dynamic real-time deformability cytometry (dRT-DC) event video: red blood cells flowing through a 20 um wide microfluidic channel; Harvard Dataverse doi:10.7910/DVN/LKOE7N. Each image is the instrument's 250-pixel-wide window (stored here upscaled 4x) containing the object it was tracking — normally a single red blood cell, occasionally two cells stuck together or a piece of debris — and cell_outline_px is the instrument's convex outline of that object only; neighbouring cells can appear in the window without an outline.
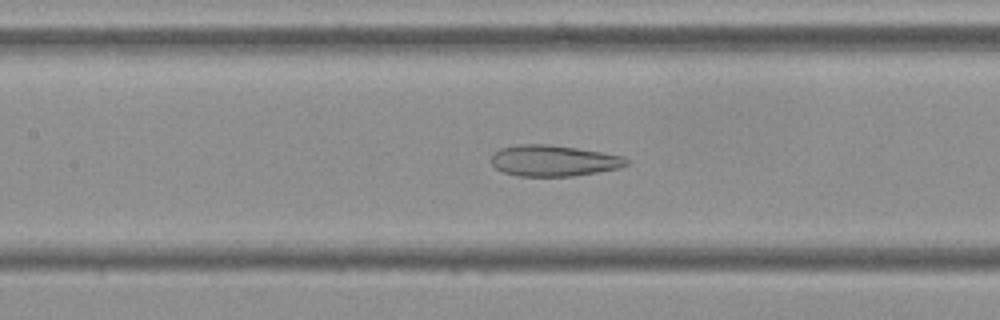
{"species": "Egyptian fruit bat (a non-hibernating species)", "species_latin": "Rousettus aegyptiacus", "temperature_condition": "cold", "stored_images_in_passage": 40, "camera_frame_rate_fps": 3000, "um_per_image_px": 0.085, "frame": {"image": 1, "passage_image": 10, "time_ms": 3.0, "image_size_px": [1000, 320], "cell_outline_px": [[628, 164], [620, 168], [572, 176], [520, 176], [504, 172], [496, 168], [492, 164], [492, 156], [500, 148], [516, 144], [552, 144], [624, 156], [628, 160]], "centroid_in_image_um": [47.06, 13.65], "position_along_channel_um": 160.3, "area_um2": 24.39}}
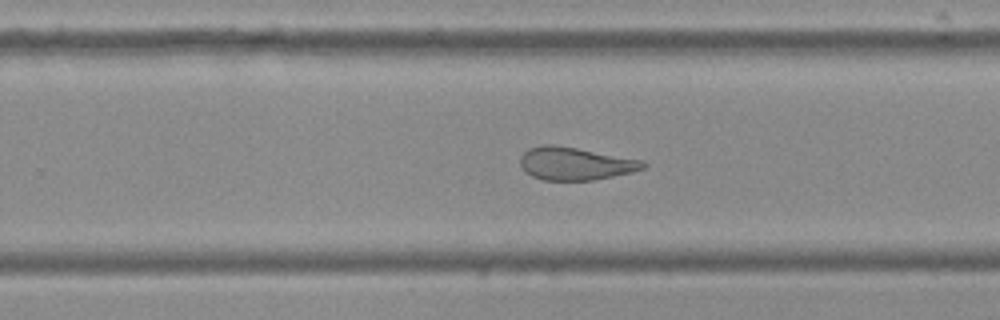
{"frame": {"image": 2, "passage_image": 20, "time_ms": 6.333, "image_size_px": [1000, 320], "cell_outline_px": [[648, 164], [644, 168], [632, 172], [592, 180], [544, 180], [532, 176], [520, 164], [520, 156], [528, 148], [544, 144], [552, 144], [576, 148], [644, 160]], "centroid_in_image_um": [48.91, 13.9], "position_along_channel_um": 280.9, "area_um2": 23.35}}
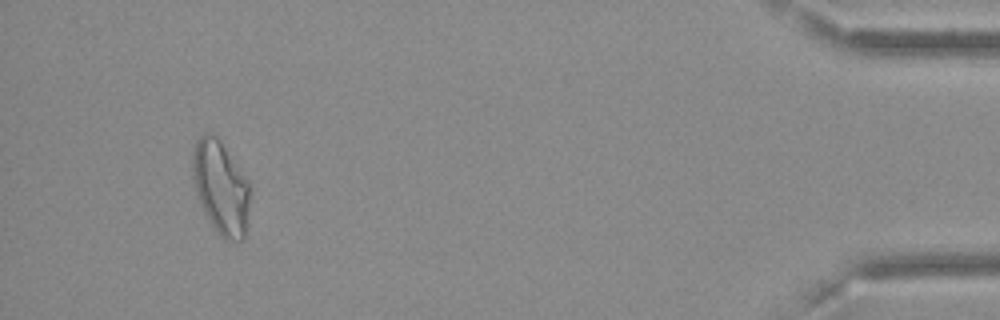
{"frame": {"image": 3, "passage_image": 37, "time_ms": 12.0, "image_size_px": [1000, 320], "cell_outline_px": [[248, 204], [244, 240], [228, 240], [220, 236], [216, 232], [208, 220], [204, 212], [196, 192], [192, 172], [192, 152], [196, 140], [204, 132], [212, 132], [216, 136], [248, 180]], "centroid_in_image_um": [18.72, 15.92], "position_along_channel_um": 416.5, "area_um2": 30.81}, "authors_computed_cell_mechanics": {"area_um2": 26.0967, "velocity_mm_per_s": 3.6246, "shape_relaxation_time_tau1_ms": null, "shape_relaxation_time_tau2_ms": 2.1918, "deformation_change_tau1": null, "deformation_change_tau2": 0.1112}}